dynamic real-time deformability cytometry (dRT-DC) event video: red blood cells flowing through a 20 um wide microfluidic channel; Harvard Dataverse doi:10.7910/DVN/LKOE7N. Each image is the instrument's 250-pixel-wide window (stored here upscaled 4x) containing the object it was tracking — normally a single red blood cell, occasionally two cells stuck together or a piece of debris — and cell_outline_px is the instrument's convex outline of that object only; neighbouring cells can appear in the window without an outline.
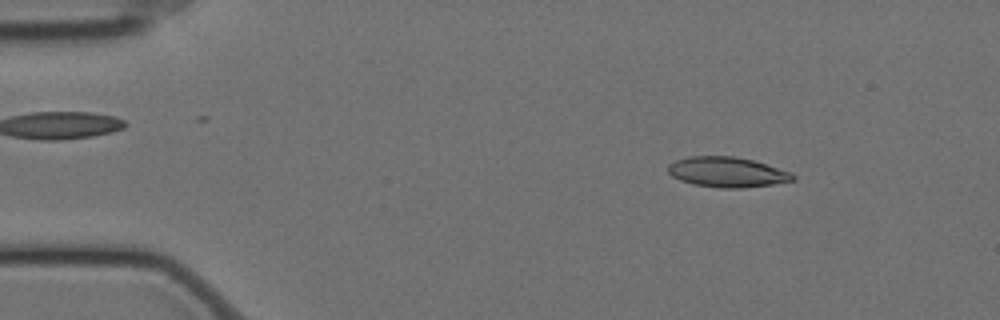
{"species": "Egyptian fruit bat (a non-hibernating species)", "species_latin": "Rousettus aegyptiacus", "temperature_condition": "cold", "stored_images_in_passage": 57, "camera_frame_rate_fps": 3000, "um_per_image_px": 0.085, "animal": {"sex": "female"}, "frame": {"image": 1, "passage_image": 7, "time_ms": 2.0, "image_size_px": [1000, 320], "cell_outline_px": [[796, 180], [772, 184], [744, 188], [720, 188], [692, 184], [680, 180], [672, 176], [668, 172], [668, 164], [676, 160], [688, 156], [732, 156], [752, 160], [792, 172], [796, 176]], "centroid_in_image_um": [61.81, 14.63], "position_along_channel_um": 23.2, "area_um2": 22.02}}
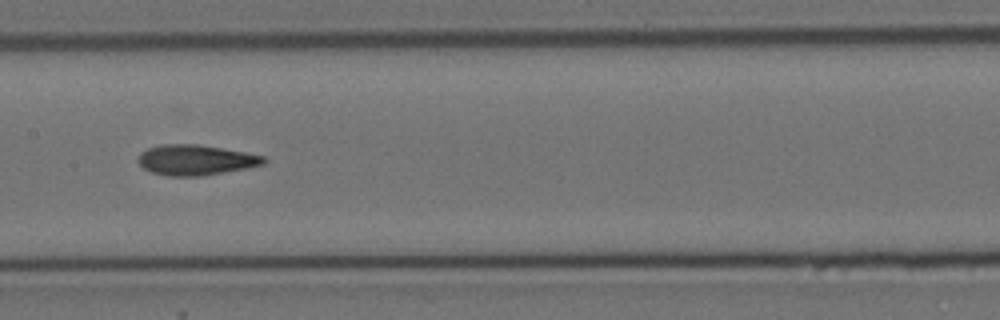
{"frame": {"image": 2, "passage_image": 28, "time_ms": 9.0, "image_size_px": [1000, 320], "cell_outline_px": [[268, 160], [264, 164], [224, 172], [200, 176], [168, 176], [152, 172], [144, 168], [140, 164], [140, 152], [148, 148], [160, 144], [196, 144], [244, 152], [264, 156]], "centroid_in_image_um": [16.63, 13.59], "position_along_channel_um": 190.8, "area_um2": 21.91}}
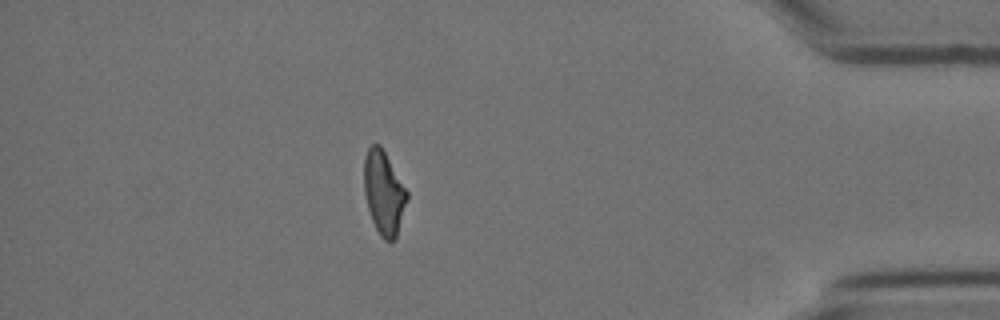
{"frame": {"image": 3, "passage_image": 50, "time_ms": 16.333, "image_size_px": [1000, 320], "cell_outline_px": [[408, 200], [396, 236], [392, 240], [384, 240], [380, 236], [372, 220], [368, 208], [364, 192], [364, 156], [368, 148], [372, 144], [380, 144], [408, 192]], "centroid_in_image_um": [32.62, 16.36], "position_along_channel_um": 402.6, "area_um2": 20.75}, "authors_computed_cell_mechanics": {"area_um2": 21.8484, "velocity_mm_per_s": 3.4706, "shape_relaxation_time_tau1_ms": 9.9198, "shape_relaxation_time_tau2_ms": 2.9495, "deformation_change_tau1": 0.2446, "deformation_change_tau2": 0.1182}}